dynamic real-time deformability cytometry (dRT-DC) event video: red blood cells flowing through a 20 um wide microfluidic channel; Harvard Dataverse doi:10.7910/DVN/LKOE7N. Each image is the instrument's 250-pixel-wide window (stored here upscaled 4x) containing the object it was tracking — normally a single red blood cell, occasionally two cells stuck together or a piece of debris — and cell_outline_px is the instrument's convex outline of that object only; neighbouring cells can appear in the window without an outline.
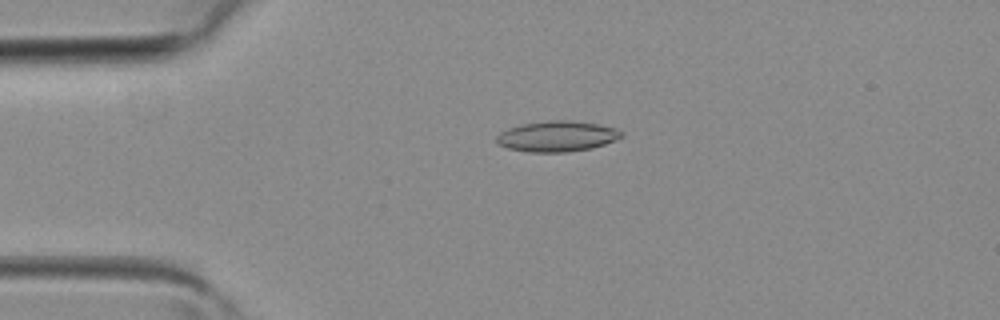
{"species": "common noctule bat (a hibernating species)", "species_latin": "Nyctalus noctula", "temperature_condition": "room temperature", "stored_images_in_passage": 2, "camera_frame_rate_fps": 3000, "um_per_image_px": 0.085, "animal": {"sex": "female", "body_mass_g": 19.3, "forearm_length_mm": 54.1}, "frame": {"image": 1, "passage_image": 1, "time_ms": 0.0, "image_size_px": [1000, 320], "cell_outline_px": [[624, 136], [604, 144], [592, 148], [568, 152], [528, 152], [508, 148], [496, 144], [496, 136], [500, 132], [508, 128], [524, 124], [548, 120], [572, 120], [596, 124], [616, 128]], "centroid_in_image_um": [47.32, 11.59], "position_along_channel_um": 37.7, "area_um2": 22.25}}